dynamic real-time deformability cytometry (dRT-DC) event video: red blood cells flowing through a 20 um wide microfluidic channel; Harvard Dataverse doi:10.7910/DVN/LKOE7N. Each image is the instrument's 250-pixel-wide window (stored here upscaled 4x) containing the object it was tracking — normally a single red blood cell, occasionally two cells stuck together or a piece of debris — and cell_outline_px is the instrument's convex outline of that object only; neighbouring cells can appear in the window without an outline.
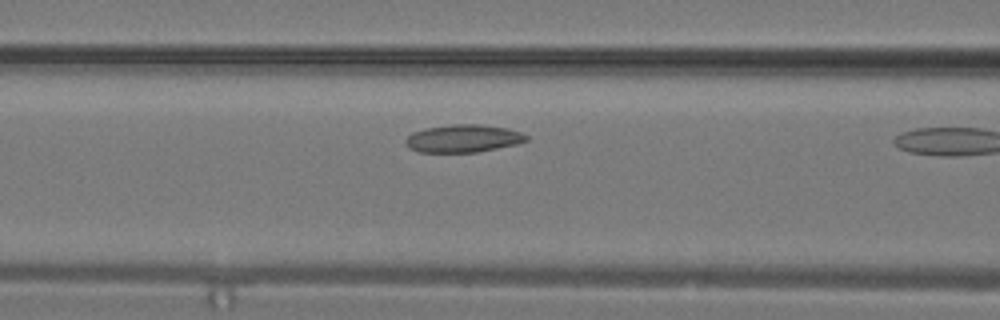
{"species": "common noctule bat (a hibernating species)", "species_latin": "Nyctalus noctula", "temperature_condition": "warm", "stored_images_in_passage": 9, "camera_frame_rate_fps": 3000, "um_per_image_px": 0.085, "animal": {"sex": "male", "body_mass_g": 19.2, "forearm_length_mm": 51.8}, "frame": {"image": 1, "passage_image": 8, "time_ms": 2.333, "image_size_px": [1000, 320], "cell_outline_px": [[528, 140], [516, 144], [476, 152], [420, 152], [408, 148], [404, 144], [404, 140], [412, 132], [424, 128], [452, 124], [480, 124], [508, 128], [520, 132], [528, 136]], "centroid_in_image_um": [39.33, 11.76], "position_along_channel_um": 127.3, "area_um2": 19.59}}